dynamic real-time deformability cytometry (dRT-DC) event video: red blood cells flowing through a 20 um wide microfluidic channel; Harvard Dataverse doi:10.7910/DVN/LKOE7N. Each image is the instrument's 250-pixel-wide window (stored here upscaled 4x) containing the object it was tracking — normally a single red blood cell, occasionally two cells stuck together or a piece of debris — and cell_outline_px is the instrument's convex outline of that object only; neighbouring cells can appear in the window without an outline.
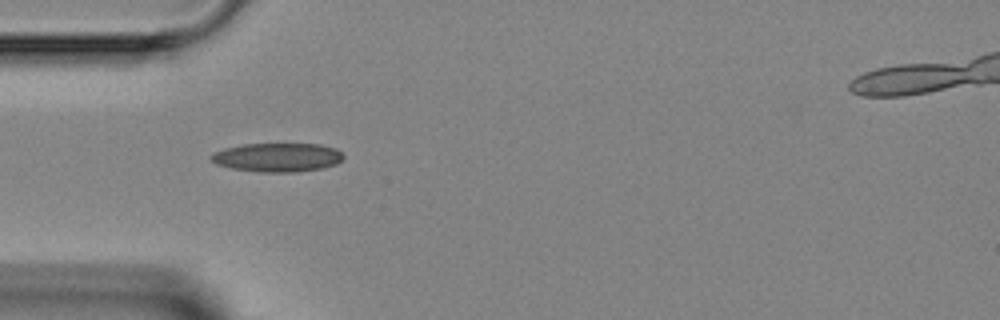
{"species": "Egyptian fruit bat (a non-hibernating species)", "species_latin": "Rousettus aegyptiacus", "temperature_condition": "room temperature", "stored_images_in_passage": 5, "camera_frame_rate_fps": 3000, "um_per_image_px": 0.085, "animal": {"sex": "female"}, "frame": {"image": 1, "passage_image": 2, "time_ms": 1.333, "image_size_px": [1000, 320], "cell_outline_px": [[344, 156], [336, 164], [320, 168], [296, 172], [256, 172], [232, 168], [216, 164], [208, 156], [212, 152], [224, 148], [244, 144], [320, 144], [336, 148]], "centroid_in_image_um": [23.54, 13.37], "position_along_channel_um": 61.5, "area_um2": 22.25}}
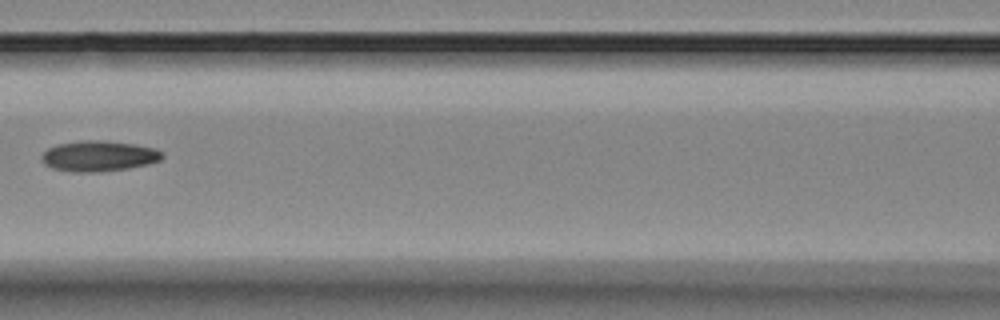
{"frame": {"image": 2, "passage_image": 4, "time_ms": 3.667, "image_size_px": [1000, 320], "cell_outline_px": [[164, 156], [160, 160], [148, 164], [128, 168], [100, 172], [72, 172], [52, 168], [44, 164], [40, 160], [40, 156], [48, 148], [56, 144], [80, 140], [104, 140], [136, 144], [156, 148], [164, 152]], "centroid_in_image_um": [8.39, 13.25], "position_along_channel_um": 158.2, "area_um2": 21.91}}
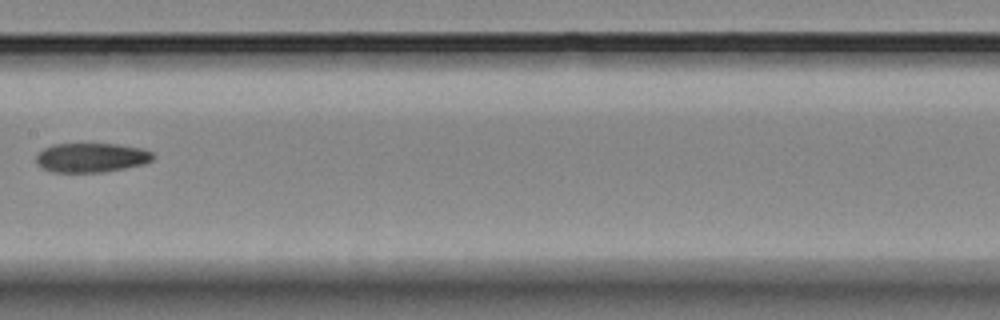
{"frame": {"image": 3, "passage_image": 5, "time_ms": 4.667, "image_size_px": [1000, 320], "cell_outline_px": [[156, 156], [152, 160], [144, 164], [104, 172], [52, 172], [40, 168], [36, 164], [36, 156], [44, 148], [52, 144], [120, 144], [144, 148], [152, 152]], "centroid_in_image_um": [7.77, 13.39], "position_along_channel_um": 199.6, "area_um2": 20.23}}